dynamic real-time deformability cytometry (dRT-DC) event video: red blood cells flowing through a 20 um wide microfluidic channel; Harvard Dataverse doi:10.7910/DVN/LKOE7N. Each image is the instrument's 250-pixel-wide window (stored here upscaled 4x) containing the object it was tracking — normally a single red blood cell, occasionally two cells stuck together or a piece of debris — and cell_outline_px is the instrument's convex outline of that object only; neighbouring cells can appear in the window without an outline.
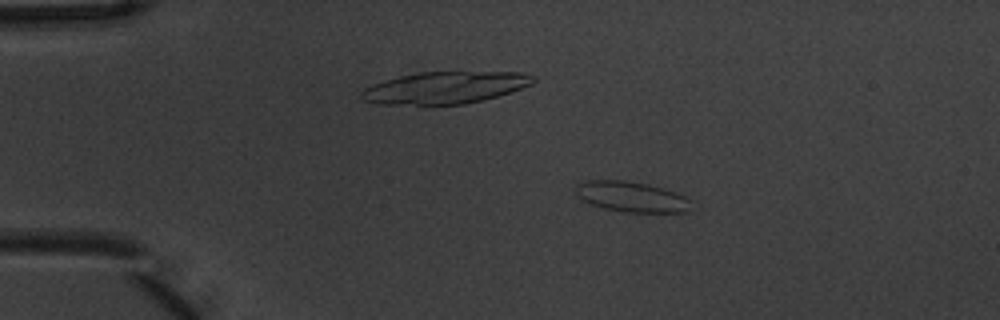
{"species": "common noctule bat (a hibernating species)", "species_latin": "Nyctalus noctula", "temperature_condition": "warm", "stored_images_in_passage": 9, "camera_frame_rate_fps": 3000, "um_per_image_px": 0.085, "animal": {"sex": "male", "body_mass_g": 20.1, "forearm_length_mm": 53.5}, "frame": {"image": 1, "passage_image": 3, "time_ms": 0.667, "image_size_px": [1000, 320], "cell_outline_px": [[692, 212], [624, 212], [604, 208], [588, 204], [576, 196], [576, 184], [584, 180], [624, 180], [648, 184], [676, 192], [692, 200]], "centroid_in_image_um": [53.69, 16.73], "position_along_channel_um": 31.3, "area_um2": 20.87}}
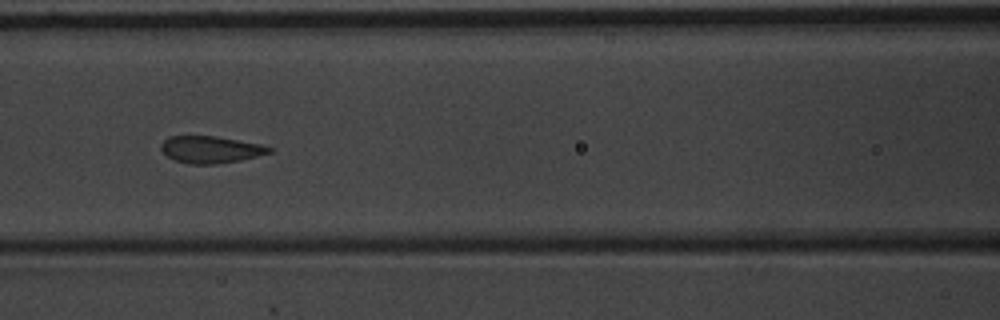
{"frame": {"image": 2, "passage_image": 7, "time_ms": 2.0, "image_size_px": [1000, 320], "cell_outline_px": [[272, 152], [240, 160], [216, 164], [188, 164], [176, 160], [168, 156], [160, 148], [160, 144], [168, 136], [216, 136], [260, 144], [272, 148]], "centroid_in_image_um": [17.88, 12.71], "position_along_channel_um": 148.7, "area_um2": 16.88}}
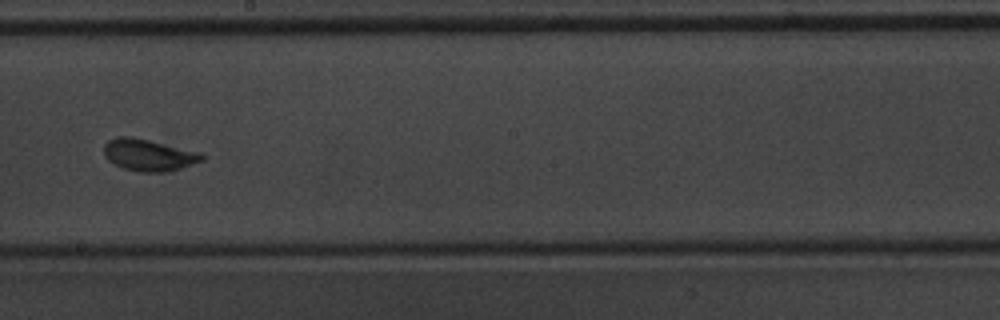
{"frame": {"image": 3, "passage_image": 9, "time_ms": 2.667, "image_size_px": [1000, 320], "cell_outline_px": [[204, 160], [180, 168], [164, 172], [140, 172], [124, 168], [108, 160], [104, 156], [104, 144], [108, 140], [116, 136], [132, 136], [200, 152], [204, 156]], "centroid_in_image_um": [12.61, 13.16], "position_along_channel_um": 235.6, "area_um2": 18.09}}